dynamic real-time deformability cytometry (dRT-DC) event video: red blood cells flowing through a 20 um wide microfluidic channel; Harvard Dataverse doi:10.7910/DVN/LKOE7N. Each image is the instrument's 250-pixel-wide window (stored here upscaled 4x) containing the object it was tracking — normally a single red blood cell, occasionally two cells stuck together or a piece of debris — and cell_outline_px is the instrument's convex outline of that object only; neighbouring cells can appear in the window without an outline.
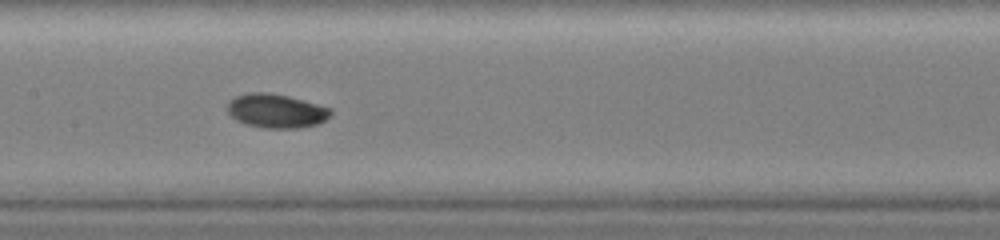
{"species": "common noctule bat (a hibernating species)", "species_latin": "Nyctalus noctula", "temperature_condition": "warm", "stored_images_in_passage": 13, "camera_frame_rate_fps": 3000, "um_per_image_px": 0.085, "animal": {"sex": "female", "body_mass_g": 19.0, "forearm_length_mm": 51.5}, "frame": {"image": 1, "passage_image": 10, "time_ms": 5.667, "image_size_px": [1000, 240], "cell_outline_px": [[332, 112], [320, 124], [300, 128], [264, 128], [248, 124], [236, 120], [228, 112], [228, 100], [236, 96], [248, 92], [268, 92], [288, 96], [332, 108]], "centroid_in_image_um": [23.48, 9.42], "position_along_channel_um": 183.9, "area_um2": 20.46}}
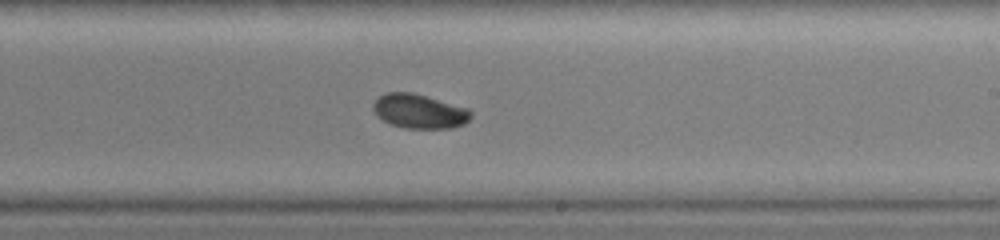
{"frame": {"image": 2, "passage_image": 13, "time_ms": 7.0, "image_size_px": [1000, 240], "cell_outline_px": [[472, 116], [464, 124], [452, 128], [404, 128], [388, 124], [376, 116], [372, 108], [372, 104], [380, 96], [388, 92], [412, 92], [468, 108], [472, 112]], "centroid_in_image_um": [35.62, 9.47], "position_along_channel_um": 253.4, "area_um2": 19.65}}